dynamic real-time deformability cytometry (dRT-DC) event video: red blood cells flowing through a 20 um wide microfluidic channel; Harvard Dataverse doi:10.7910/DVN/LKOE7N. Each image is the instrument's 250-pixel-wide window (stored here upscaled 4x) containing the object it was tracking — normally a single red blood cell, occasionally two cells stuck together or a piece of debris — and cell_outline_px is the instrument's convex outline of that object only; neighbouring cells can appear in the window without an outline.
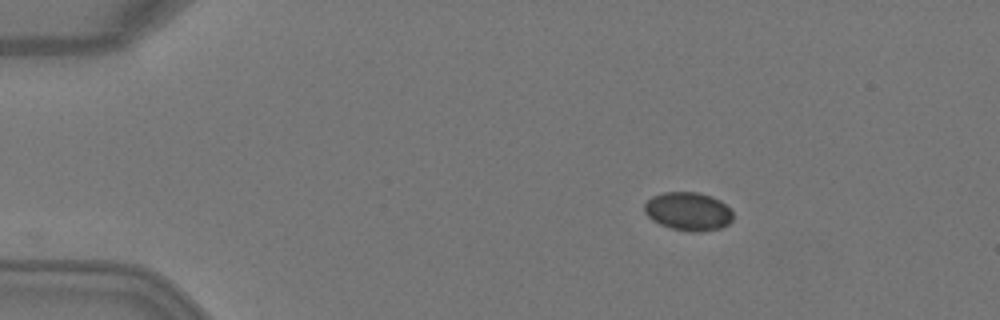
{"species": "Egyptian fruit bat (a non-hibernating species)", "species_latin": "Rousettus aegyptiacus", "temperature_condition": "warm", "stored_images_in_passage": 6, "camera_frame_rate_fps": 3000, "um_per_image_px": 0.085, "animal": {"sex": "female"}, "frame": {"image": 1, "passage_image": 1, "time_ms": 0.0, "image_size_px": [1000, 320], "cell_outline_px": [[732, 220], [728, 224], [720, 228], [700, 232], [692, 232], [672, 228], [660, 224], [652, 220], [644, 212], [644, 204], [652, 196], [664, 192], [696, 192], [712, 196], [720, 200], [732, 212]], "centroid_in_image_um": [58.49, 17.96], "position_along_channel_um": 26.5, "area_um2": 19.77}}